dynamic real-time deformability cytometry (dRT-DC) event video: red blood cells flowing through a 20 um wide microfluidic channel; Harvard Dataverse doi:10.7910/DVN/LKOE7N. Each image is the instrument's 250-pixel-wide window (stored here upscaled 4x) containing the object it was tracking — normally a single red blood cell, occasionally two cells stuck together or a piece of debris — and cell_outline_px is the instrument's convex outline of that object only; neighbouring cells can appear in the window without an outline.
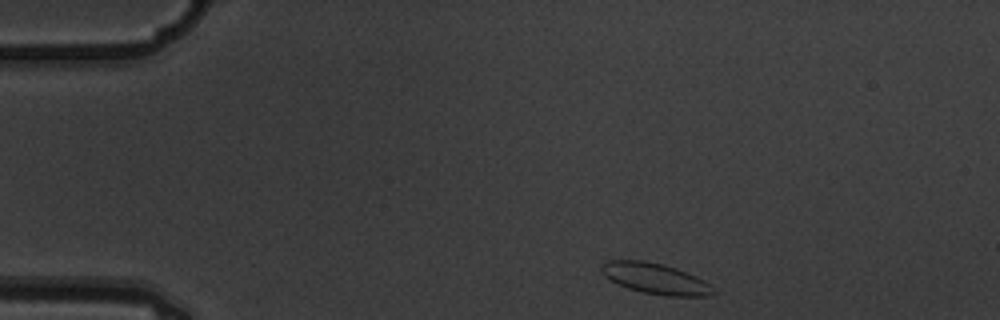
{"species": "common noctule bat (a hibernating species)", "species_latin": "Nyctalus noctula", "temperature_condition": "warm", "stored_images_in_passage": 4, "camera_frame_rate_fps": 3000, "um_per_image_px": 0.085, "animal": {"sex": "male", "body_mass_g": 19.5, "forearm_length_mm": 54.6}, "frame": {"image": 1, "passage_image": 1, "time_ms": 0.0, "image_size_px": [1000, 320], "cell_outline_px": [[716, 292], [708, 296], [664, 296], [644, 292], [628, 288], [604, 276], [600, 268], [600, 264], [604, 260], [644, 260], [664, 264], [676, 268], [696, 276], [704, 280]], "centroid_in_image_um": [55.68, 23.66], "position_along_channel_um": 29.3, "area_um2": 20.06}}